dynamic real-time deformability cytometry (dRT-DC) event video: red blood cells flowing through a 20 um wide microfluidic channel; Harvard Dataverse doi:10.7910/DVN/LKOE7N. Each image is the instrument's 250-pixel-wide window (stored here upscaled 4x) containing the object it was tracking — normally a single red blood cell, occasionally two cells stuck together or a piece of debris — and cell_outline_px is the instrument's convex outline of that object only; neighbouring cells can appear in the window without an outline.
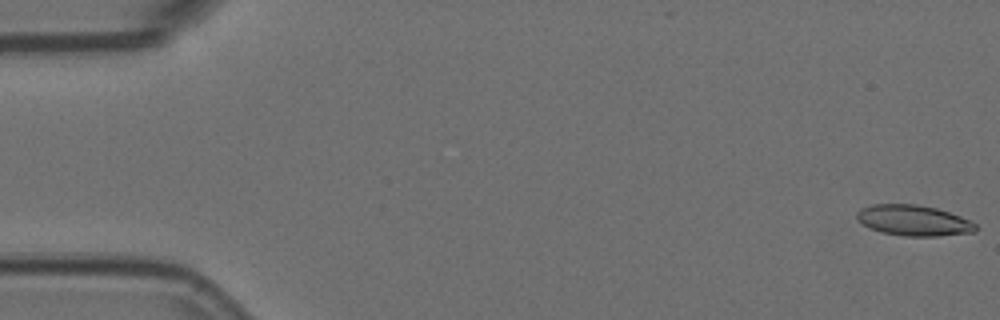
{"species": "Egyptian fruit bat (a non-hibernating species)", "species_latin": "Rousettus aegyptiacus", "temperature_condition": "room temperature", "stored_images_in_passage": 56, "camera_frame_rate_fps": 3000, "um_per_image_px": 0.085, "animal": {"sex": "female"}, "frame": {"image": 1, "passage_image": 1, "time_ms": 0.0, "image_size_px": [1000, 320], "cell_outline_px": [[976, 228], [972, 232], [936, 236], [904, 236], [884, 232], [872, 228], [864, 224], [856, 216], [856, 212], [860, 208], [872, 204], [916, 204], [936, 208], [960, 216], [976, 224]], "centroid_in_image_um": [77.64, 18.72], "position_along_channel_um": 7.4, "area_um2": 20.87}}
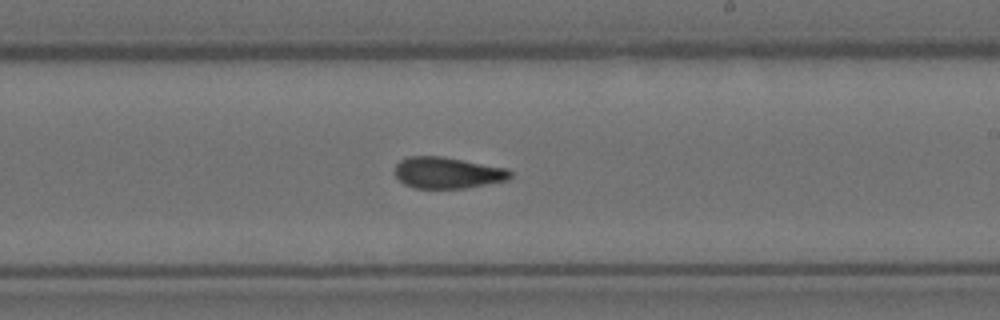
{"frame": {"image": 2, "passage_image": 33, "time_ms": 10.667, "image_size_px": [1000, 320], "cell_outline_px": [[512, 176], [508, 180], [464, 188], [416, 188], [404, 184], [396, 176], [396, 164], [400, 160], [408, 156], [444, 156], [508, 168], [512, 172]], "centroid_in_image_um": [38.07, 14.67], "position_along_channel_um": 250.9, "area_um2": 21.15}}
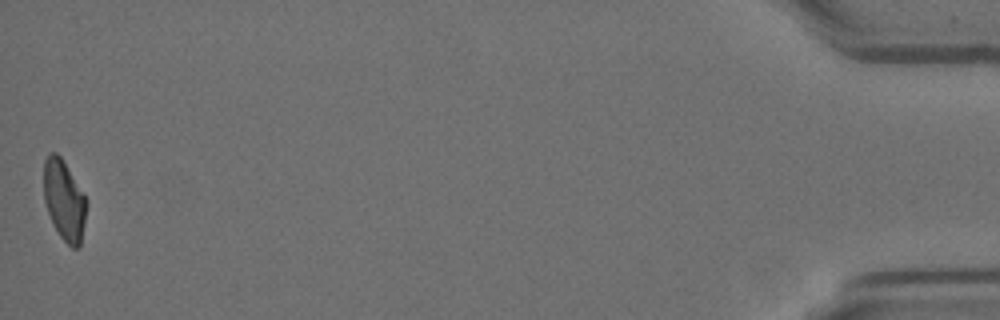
{"frame": {"image": 3, "passage_image": 56, "time_ms": 18.333, "image_size_px": [1000, 320], "cell_outline_px": [[88, 204], [80, 248], [72, 248], [60, 236], [52, 224], [44, 200], [44, 160], [48, 152], [56, 152], [60, 156], [84, 196]], "centroid_in_image_um": [5.45, 17.06], "position_along_channel_um": 429.8, "area_um2": 19.88}, "authors_computed_cell_mechanics": {"area_um2": 21.3282, "velocity_mm_per_s": 3.6116, "shape_relaxation_time_tau1_ms": null, "shape_relaxation_time_tau2_ms": 3.0361, "deformation_change_tau1": null, "deformation_change_tau2": 0.089}}